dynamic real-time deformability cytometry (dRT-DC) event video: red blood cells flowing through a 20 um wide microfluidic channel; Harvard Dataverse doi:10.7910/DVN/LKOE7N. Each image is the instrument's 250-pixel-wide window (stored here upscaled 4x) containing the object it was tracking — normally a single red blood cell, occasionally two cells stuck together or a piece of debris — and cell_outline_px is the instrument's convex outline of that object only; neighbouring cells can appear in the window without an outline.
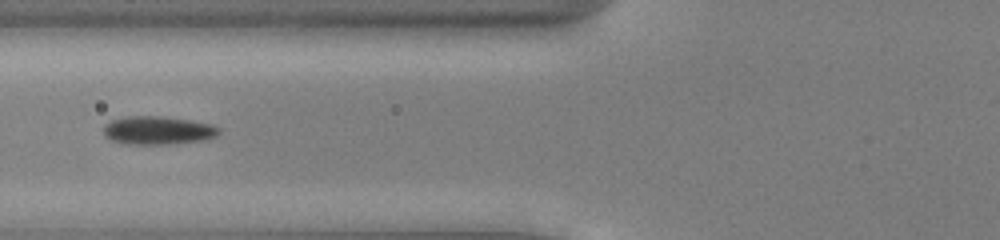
{"species": "common noctule bat (a hibernating species)", "species_latin": "Nyctalus noctula", "temperature_condition": "cold", "stored_images_in_passage": 21, "camera_frame_rate_fps": 3000, "um_per_image_px": 0.085, "animal": {"sex": "male", "body_mass_g": 13.0, "forearm_length_mm": 53.1}, "frame": {"image": 1, "passage_image": 10, "time_ms": 3.0, "image_size_px": [1000, 240], "cell_outline_px": [[220, 132], [216, 136], [208, 140], [168, 144], [128, 144], [112, 140], [104, 136], [104, 124], [112, 120], [128, 116], [160, 116], [188, 120], [212, 124], [220, 128]], "centroid_in_image_um": [13.44, 11.09], "position_along_channel_um": 112.4, "area_um2": 19.07}}